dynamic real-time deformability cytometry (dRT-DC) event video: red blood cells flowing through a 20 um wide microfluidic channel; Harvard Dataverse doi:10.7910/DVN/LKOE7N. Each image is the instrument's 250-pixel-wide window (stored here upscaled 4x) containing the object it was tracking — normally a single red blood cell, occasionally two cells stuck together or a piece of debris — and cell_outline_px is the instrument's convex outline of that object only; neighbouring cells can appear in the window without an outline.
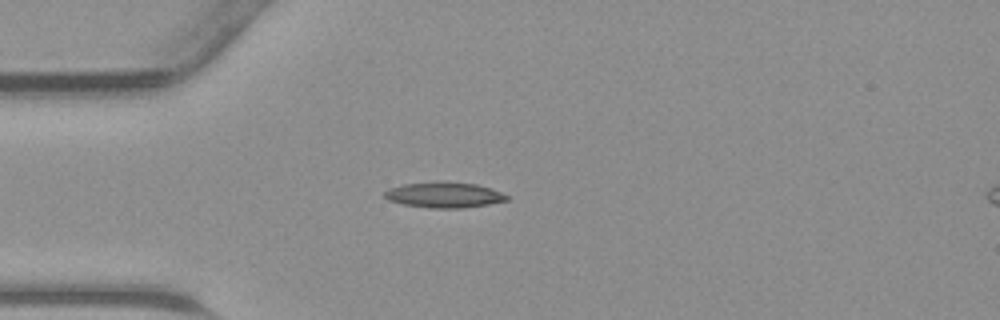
{"species": "common noctule bat (a hibernating species)", "species_latin": "Nyctalus noctula", "temperature_condition": "warm", "stored_images_in_passage": 34, "camera_frame_rate_fps": 3000, "um_per_image_px": 0.085, "animal": {"sex": "male", "body_mass_g": 23.1, "forearm_length_mm": 52.7}, "frame": {"image": 1, "passage_image": 1, "time_ms": 0.0, "image_size_px": [1000, 320], "cell_outline_px": [[508, 200], [488, 204], [464, 208], [428, 208], [404, 204], [388, 200], [384, 196], [384, 192], [388, 188], [404, 184], [436, 180], [444, 180], [476, 184], [492, 188], [508, 196]], "centroid_in_image_um": [37.73, 16.54], "position_along_channel_um": 47.3, "area_um2": 18.55}}
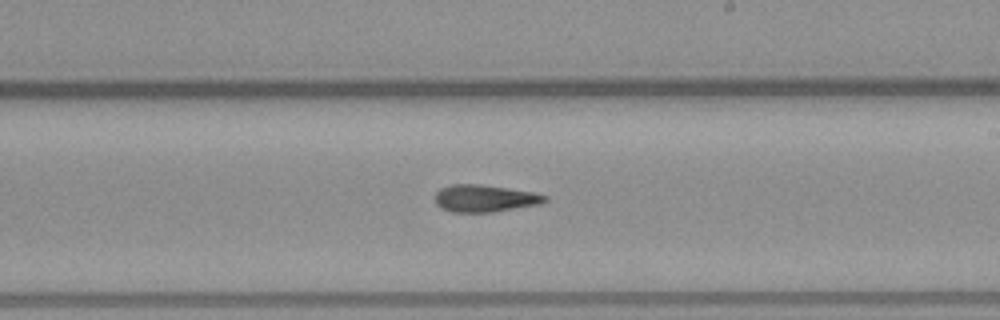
{"frame": {"image": 2, "passage_image": 15, "time_ms": 4.667, "image_size_px": [1000, 320], "cell_outline_px": [[548, 200], [540, 204], [492, 212], [452, 212], [440, 208], [436, 204], [436, 192], [440, 188], [452, 184], [480, 184], [536, 192], [548, 196]], "centroid_in_image_um": [41.22, 16.86], "position_along_channel_um": 247.8, "area_um2": 17.51}}
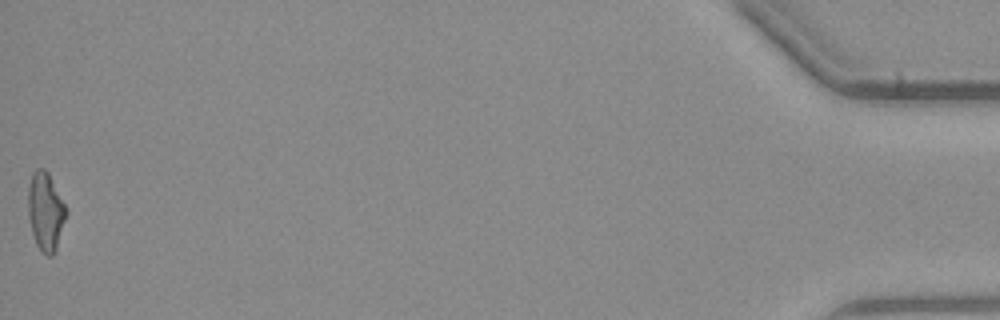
{"frame": {"image": 3, "passage_image": 34, "time_ms": 11.0, "image_size_px": [1000, 320], "cell_outline_px": [[68, 212], [56, 248], [52, 256], [48, 256], [36, 244], [32, 232], [28, 216], [28, 188], [32, 172], [36, 168], [44, 168], [48, 172], [68, 208]], "centroid_in_image_um": [3.88, 17.93], "position_along_channel_um": 431.3, "area_um2": 17.46}}